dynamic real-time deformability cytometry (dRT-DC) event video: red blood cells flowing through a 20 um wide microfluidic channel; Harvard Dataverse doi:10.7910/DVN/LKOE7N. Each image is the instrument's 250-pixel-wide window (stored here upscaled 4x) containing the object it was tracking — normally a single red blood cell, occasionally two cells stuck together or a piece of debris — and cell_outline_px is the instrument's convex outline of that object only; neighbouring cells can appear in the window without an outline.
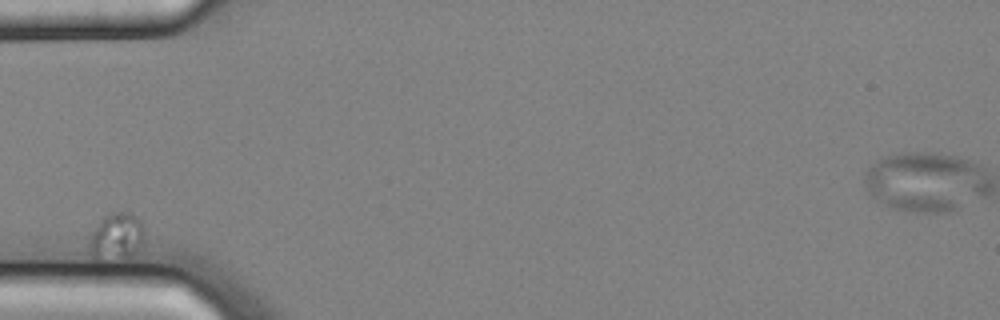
{"species": "common noctule bat (a hibernating species)", "species_latin": "Nyctalus noctula", "temperature_condition": "cold", "stored_images_in_passage": 2, "camera_frame_rate_fps": 3000, "um_per_image_px": 0.085, "animal": {"sex": "male", "body_mass_g": 20.4}, "frame": {"image": 1, "passage_image": 1, "time_ms": 0.0, "image_size_px": [1000, 320], "cell_outline_px": [[148, 240], [136, 268], [96, 268], [84, 244], [84, 236], [108, 212], [132, 212], [144, 224]], "centroid_in_image_um": [9.92, 20.49], "position_along_channel_um": 75.1, "area_um2": 20.46}}